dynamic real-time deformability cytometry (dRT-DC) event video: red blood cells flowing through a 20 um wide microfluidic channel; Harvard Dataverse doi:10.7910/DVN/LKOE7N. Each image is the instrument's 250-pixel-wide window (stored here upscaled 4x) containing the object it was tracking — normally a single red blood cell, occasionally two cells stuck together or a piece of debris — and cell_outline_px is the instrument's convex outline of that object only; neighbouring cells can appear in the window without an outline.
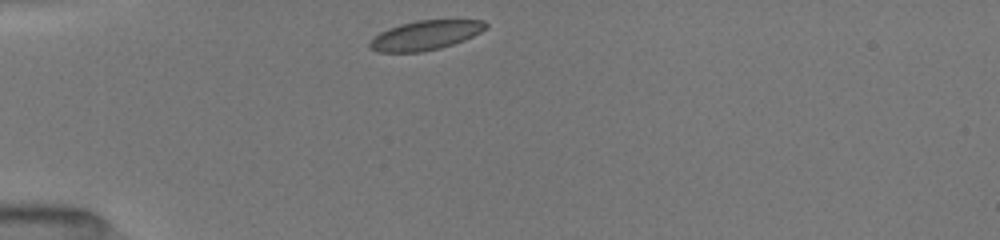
{"species": "common noctule bat (a hibernating species)", "species_latin": "Nyctalus noctula", "temperature_condition": "room temperature", "stored_images_in_passage": 38, "camera_frame_rate_fps": 3000, "um_per_image_px": 0.085, "animal": {"sex": "female", "body_mass_g": 19.5, "forearm_length_mm": 54.1}, "frame": {"image": 1, "passage_image": 1, "time_ms": 0.0, "image_size_px": [1000, 240], "cell_outline_px": [[488, 28], [464, 40], [440, 48], [420, 52], [376, 52], [368, 48], [368, 40], [380, 32], [388, 28], [400, 24], [416, 20], [484, 20], [488, 24]], "centroid_in_image_um": [36.11, 3.0], "position_along_channel_um": 48.9, "area_um2": 20.06}}
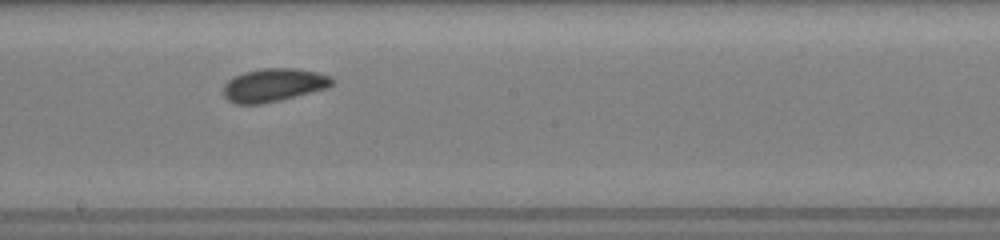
{"frame": {"image": 2, "passage_image": 16, "time_ms": 5.0, "image_size_px": [1000, 240], "cell_outline_px": [[336, 80], [328, 88], [280, 100], [260, 104], [236, 104], [228, 100], [224, 96], [224, 84], [232, 76], [244, 72], [264, 68], [296, 68], [316, 72], [332, 76]], "centroid_in_image_um": [23.27, 7.22], "position_along_channel_um": 224.9, "area_um2": 21.15}}
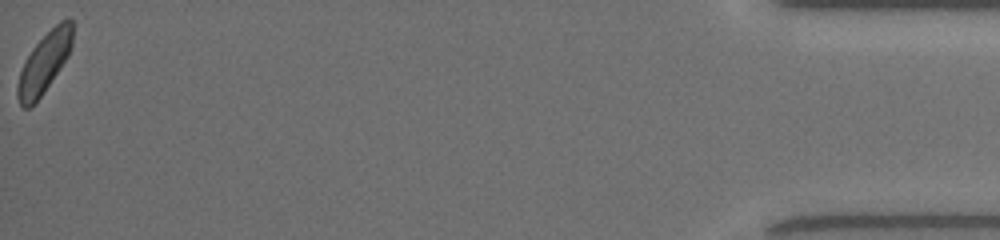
{"frame": {"image": 3, "passage_image": 38, "time_ms": 12.333, "image_size_px": [1000, 240], "cell_outline_px": [[72, 44], [68, 56], [44, 92], [28, 108], [24, 108], [20, 104], [16, 96], [16, 88], [20, 72], [24, 60], [32, 48], [60, 20], [68, 16], [72, 20]], "centroid_in_image_um": [3.76, 5.32], "position_along_channel_um": 431.4, "area_um2": 19.13}, "authors_computed_cell_mechanics": {"area_um2": 20.0566, "velocity_mm_per_s": 4.0073, "shape_relaxation_time_tau1_ms": 2.514, "shape_relaxation_time_tau2_ms": null, "deformation_change_tau1": 0.0719, "deformation_change_tau2": null}}